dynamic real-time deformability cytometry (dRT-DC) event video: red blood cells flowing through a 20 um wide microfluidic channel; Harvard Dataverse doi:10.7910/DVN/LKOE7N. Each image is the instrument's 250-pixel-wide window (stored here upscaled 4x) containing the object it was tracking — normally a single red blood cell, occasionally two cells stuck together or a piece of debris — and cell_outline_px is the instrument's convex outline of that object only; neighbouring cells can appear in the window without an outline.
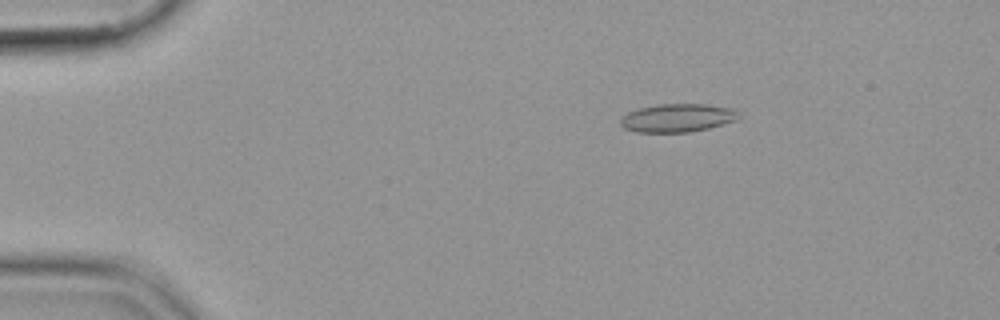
{"species": "common noctule bat (a hibernating species)", "species_latin": "Nyctalus noctula", "temperature_condition": "cold", "stored_images_in_passage": 47, "camera_frame_rate_fps": 3000, "um_per_image_px": 0.085, "animal": {"sex": "female", "body_mass_g": 19.9}, "frame": {"image": 1, "passage_image": 2, "time_ms": 0.333, "image_size_px": [1000, 320], "cell_outline_px": [[740, 116], [736, 120], [708, 128], [688, 132], [636, 132], [624, 128], [620, 124], [620, 116], [628, 112], [640, 108], [660, 104], [708, 104], [732, 108], [740, 112]], "centroid_in_image_um": [57.58, 10.01], "position_along_channel_um": 27.4, "area_um2": 19.54}}
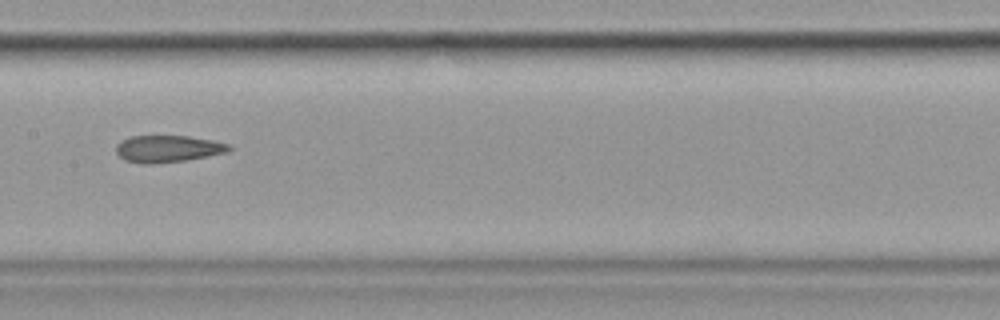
{"frame": {"image": 2, "passage_image": 21, "time_ms": 6.667, "image_size_px": [1000, 320], "cell_outline_px": [[232, 148], [228, 152], [188, 160], [152, 164], [144, 164], [124, 160], [116, 152], [116, 144], [120, 140], [128, 136], [188, 136], [212, 140], [228, 144]], "centroid_in_image_um": [14.24, 12.65], "position_along_channel_um": 193.2, "area_um2": 17.86}}
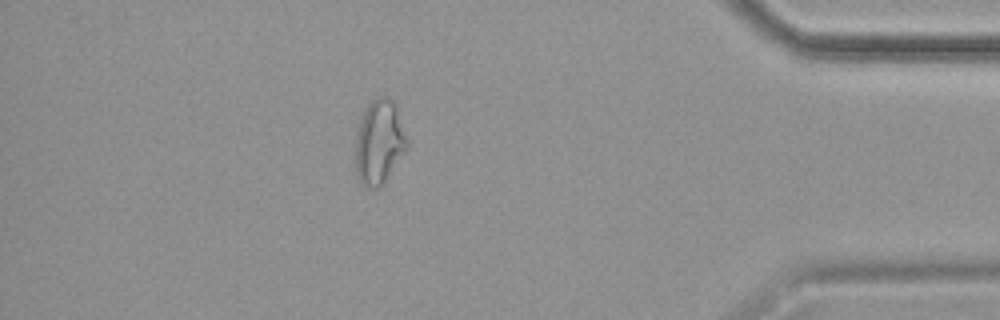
{"frame": {"image": 3, "passage_image": 41, "time_ms": 13.333, "image_size_px": [1000, 320], "cell_outline_px": [[408, 148], [384, 180], [376, 188], [364, 188], [360, 184], [356, 176], [356, 132], [360, 116], [368, 104], [376, 96], [384, 96], [392, 100], [396, 104], [408, 140]], "centroid_in_image_um": [32.22, 12.05], "position_along_channel_um": 403.0, "area_um2": 25.49}}